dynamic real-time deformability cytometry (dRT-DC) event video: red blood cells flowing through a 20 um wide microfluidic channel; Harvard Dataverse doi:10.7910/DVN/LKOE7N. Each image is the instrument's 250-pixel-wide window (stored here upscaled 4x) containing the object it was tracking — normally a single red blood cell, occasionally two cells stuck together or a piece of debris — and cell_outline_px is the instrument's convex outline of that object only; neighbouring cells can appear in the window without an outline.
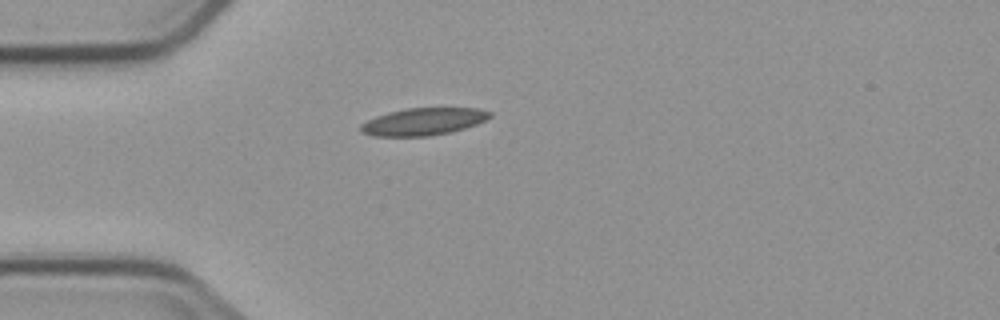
{"species": "common noctule bat (a hibernating species)", "species_latin": "Nyctalus noctula", "temperature_condition": "cold", "stored_images_in_passage": 3, "camera_frame_rate_fps": 3000, "um_per_image_px": 0.085, "animal": {"sex": "male", "body_mass_g": 23.1, "forearm_length_mm": 52.7}, "frame": {"image": 1, "passage_image": 3, "time_ms": 2.333, "image_size_px": [1000, 320], "cell_outline_px": [[492, 116], [476, 124], [464, 128], [448, 132], [428, 136], [376, 136], [360, 132], [360, 124], [376, 116], [388, 112], [404, 108], [476, 108], [492, 112]], "centroid_in_image_um": [35.96, 10.33], "position_along_channel_um": 49.0, "area_um2": 20.4}}